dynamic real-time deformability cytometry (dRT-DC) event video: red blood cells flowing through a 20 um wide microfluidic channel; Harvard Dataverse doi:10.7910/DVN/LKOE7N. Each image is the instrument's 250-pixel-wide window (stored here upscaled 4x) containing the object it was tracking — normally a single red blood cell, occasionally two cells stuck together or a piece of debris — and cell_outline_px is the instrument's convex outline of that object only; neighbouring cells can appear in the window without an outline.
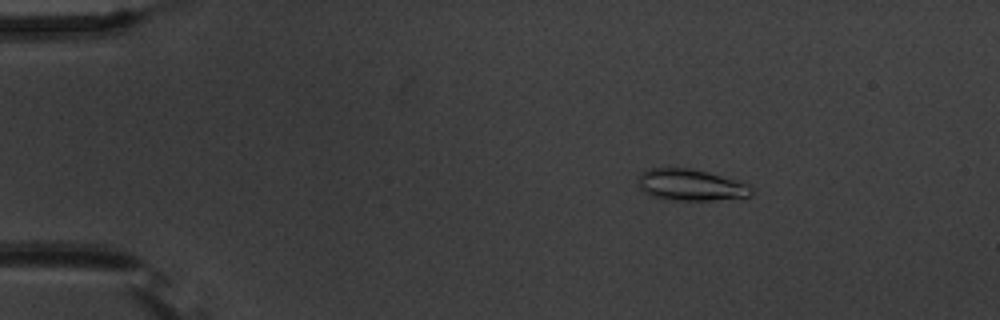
{"species": "common noctule bat (a hibernating species)", "species_latin": "Nyctalus noctula", "temperature_condition": "warm", "stored_images_in_passage": 56, "camera_frame_rate_fps": 3000, "um_per_image_px": 0.085, "animal": {"sex": "male", "body_mass_g": 20.1, "forearm_length_mm": 53.5}, "frame": {"image": 1, "passage_image": 10, "time_ms": 3.0, "image_size_px": [1000, 320], "cell_outline_px": [[756, 192], [752, 196], [712, 200], [672, 200], [652, 196], [644, 192], [640, 188], [640, 172], [648, 168], [688, 168], [708, 172], [748, 184]], "centroid_in_image_um": [58.74, 15.72], "position_along_channel_um": 26.3, "area_um2": 20.69}}
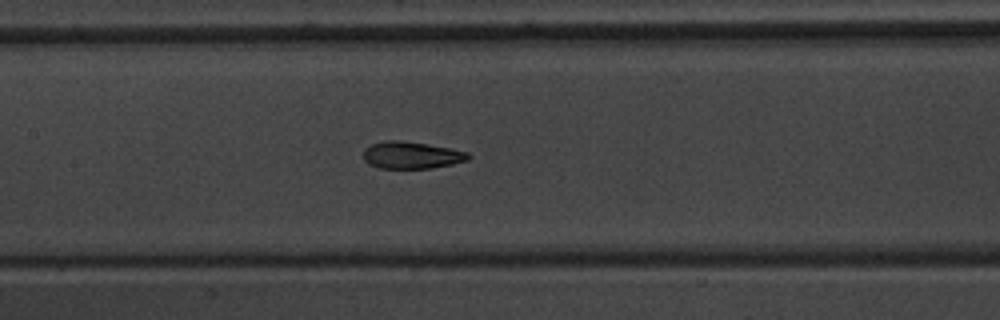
{"frame": {"image": 2, "passage_image": 28, "time_ms": 9.0, "image_size_px": [1000, 320], "cell_outline_px": [[472, 156], [468, 160], [452, 164], [432, 168], [380, 168], [368, 164], [364, 160], [364, 148], [372, 144], [388, 140], [400, 140], [428, 144], [452, 148], [468, 152]], "centroid_in_image_um": [35.0, 13.18], "position_along_channel_um": 172.4, "area_um2": 16.65}}
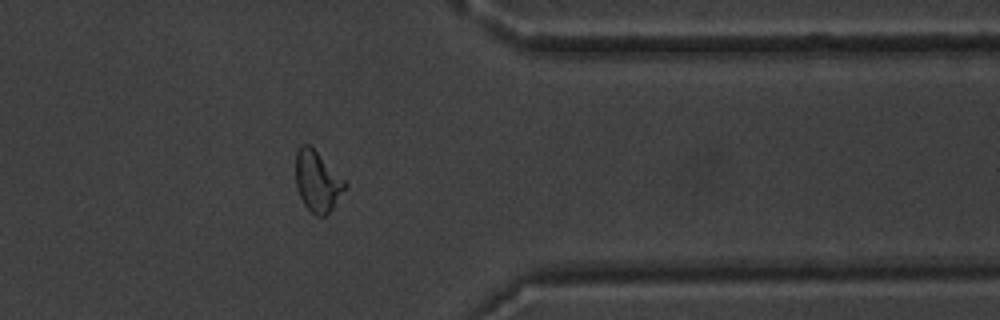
{"frame": {"image": 3, "passage_image": 46, "time_ms": 15.0, "image_size_px": [1000, 320], "cell_outline_px": [[348, 188], [332, 208], [324, 216], [316, 216], [304, 204], [300, 196], [296, 184], [296, 152], [300, 144], [308, 144], [348, 184]], "centroid_in_image_um": [26.98, 15.43], "position_along_channel_um": 384.4, "area_um2": 17.11}, "authors_computed_cell_mechanics": {"area_um2": 17.3689, "velocity_mm_per_s": 3.6933, "shape_relaxation_time_tau1_ms": 3.2311, "shape_relaxation_time_tau2_ms": 1.1146, "deformation_change_tau1": 0.1421, "deformation_change_tau2": 0.0645}}